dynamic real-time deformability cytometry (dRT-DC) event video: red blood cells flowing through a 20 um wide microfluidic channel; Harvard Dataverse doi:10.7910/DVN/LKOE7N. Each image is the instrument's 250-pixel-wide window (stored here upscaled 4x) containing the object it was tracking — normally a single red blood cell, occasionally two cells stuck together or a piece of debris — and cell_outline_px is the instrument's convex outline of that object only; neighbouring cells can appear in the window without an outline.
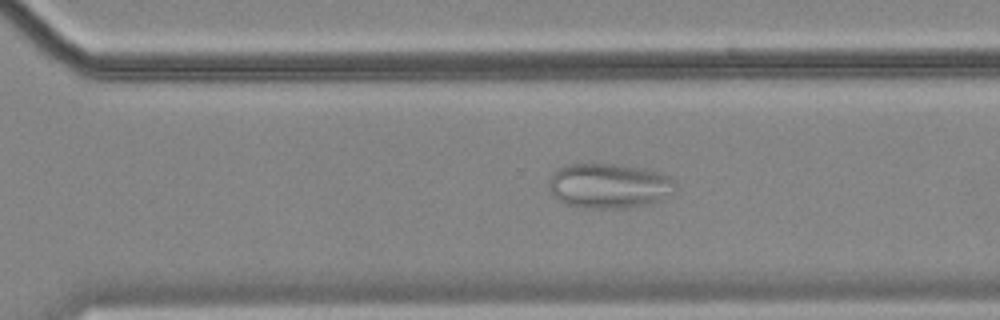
{"species": "common noctule bat (a hibernating species)", "species_latin": "Nyctalus noctula", "temperature_condition": "cold", "stored_images_in_passage": 40, "camera_frame_rate_fps": 3000, "um_per_image_px": 0.085, "animal": {"sex": "female", "body_mass_g": 18.4}, "frame": {"image": 1, "passage_image": 22, "time_ms": 7.0, "image_size_px": [1000, 320], "cell_outline_px": [[676, 188], [660, 200], [648, 204], [620, 208], [580, 208], [556, 200], [548, 192], [548, 180], [552, 172], [556, 168], [564, 164], [620, 164], [644, 168], [660, 172], [676, 180]], "centroid_in_image_um": [51.7, 15.78], "position_along_channel_um": 318.9, "area_um2": 33.7}}
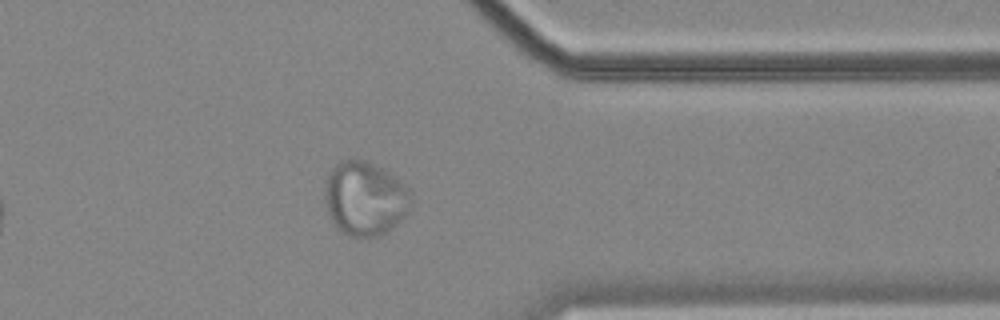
{"frame": {"image": 2, "passage_image": 28, "time_ms": 9.0, "image_size_px": [1000, 320], "cell_outline_px": [[412, 204], [404, 216], [396, 224], [384, 232], [376, 236], [348, 236], [336, 228], [328, 212], [324, 196], [324, 180], [332, 168], [340, 160], [364, 160], [396, 176], [412, 192]], "centroid_in_image_um": [31.01, 16.86], "position_along_channel_um": 380.4, "area_um2": 37.22}}
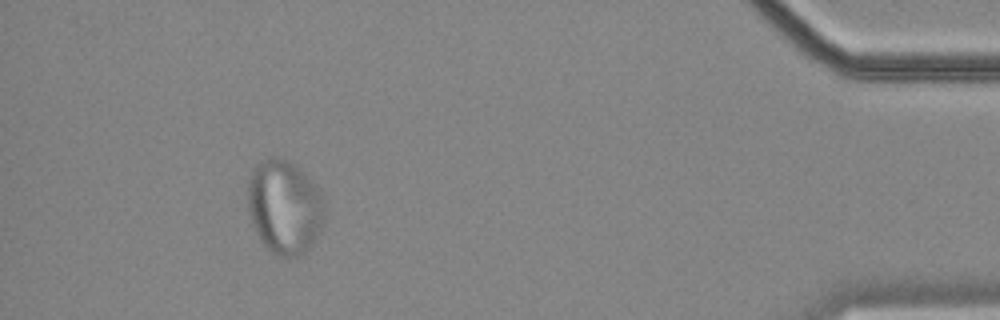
{"frame": {"image": 3, "passage_image": 35, "time_ms": 11.333, "image_size_px": [1000, 320], "cell_outline_px": [[324, 224], [312, 244], [304, 252], [296, 256], [280, 256], [272, 252], [260, 240], [256, 232], [248, 208], [248, 184], [252, 172], [260, 160], [276, 156], [300, 168], [316, 184], [320, 192], [324, 204]], "centroid_in_image_um": [24.2, 17.58], "position_along_channel_um": 411.0, "area_um2": 41.85}}